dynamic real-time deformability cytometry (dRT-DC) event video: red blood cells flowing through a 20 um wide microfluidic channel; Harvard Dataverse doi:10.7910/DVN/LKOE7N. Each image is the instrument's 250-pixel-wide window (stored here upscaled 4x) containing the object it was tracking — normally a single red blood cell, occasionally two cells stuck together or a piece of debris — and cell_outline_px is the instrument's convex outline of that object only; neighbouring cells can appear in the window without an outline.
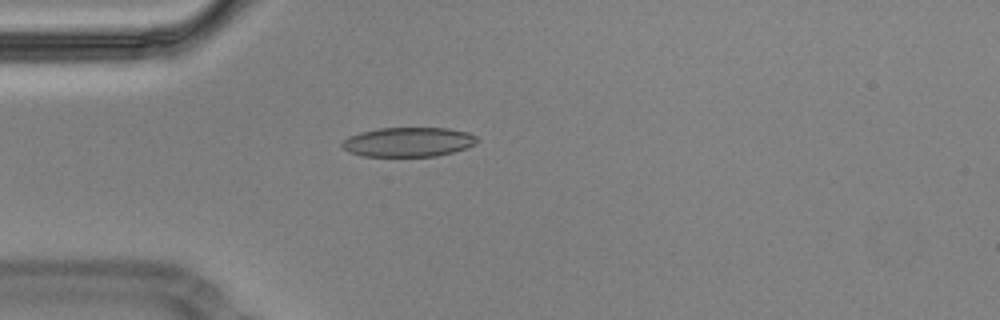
{"species": "Egyptian fruit bat (a non-hibernating species)", "species_latin": "Rousettus aegyptiacus", "temperature_condition": "cold", "stored_images_in_passage": 41, "camera_frame_rate_fps": 3000, "um_per_image_px": 0.085, "animal": {"sex": "male"}, "frame": {"image": 1, "passage_image": 1, "time_ms": 0.0, "image_size_px": [1000, 320], "cell_outline_px": [[480, 140], [476, 144], [452, 152], [436, 156], [360, 156], [348, 152], [340, 144], [348, 136], [360, 132], [380, 128], [448, 128], [468, 132], [476, 136]], "centroid_in_image_um": [34.7, 12.07], "position_along_channel_um": 50.3, "area_um2": 23.24}}
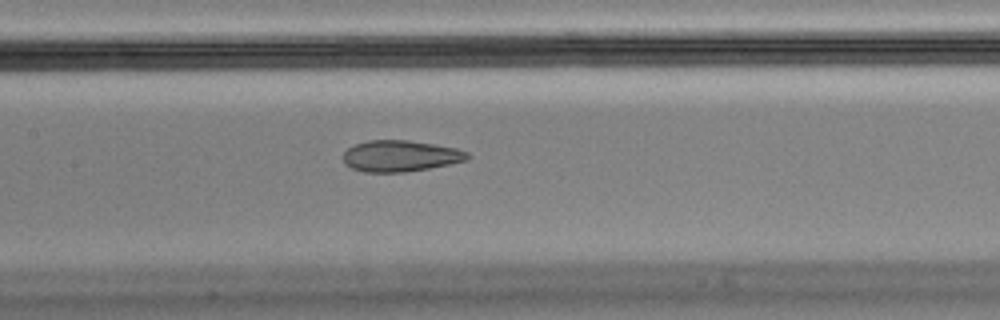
{"frame": {"image": 2, "passage_image": 12, "time_ms": 3.667, "image_size_px": [1000, 320], "cell_outline_px": [[472, 156], [468, 160], [428, 168], [404, 172], [364, 172], [352, 168], [344, 164], [344, 152], [348, 148], [356, 144], [368, 140], [408, 140], [436, 144], [456, 148], [468, 152]], "centroid_in_image_um": [34.05, 13.25], "position_along_channel_um": 173.3, "area_um2": 22.66}, "authors_computed_cell_mechanics": {"area_um2": 24.9696, "velocity_mm_per_s": 3.5932, "shape_relaxation_time_tau1_ms": null, "shape_relaxation_time_tau2_ms": 1.8377, "deformation_change_tau1": null, "deformation_change_tau2": 0.0847}}